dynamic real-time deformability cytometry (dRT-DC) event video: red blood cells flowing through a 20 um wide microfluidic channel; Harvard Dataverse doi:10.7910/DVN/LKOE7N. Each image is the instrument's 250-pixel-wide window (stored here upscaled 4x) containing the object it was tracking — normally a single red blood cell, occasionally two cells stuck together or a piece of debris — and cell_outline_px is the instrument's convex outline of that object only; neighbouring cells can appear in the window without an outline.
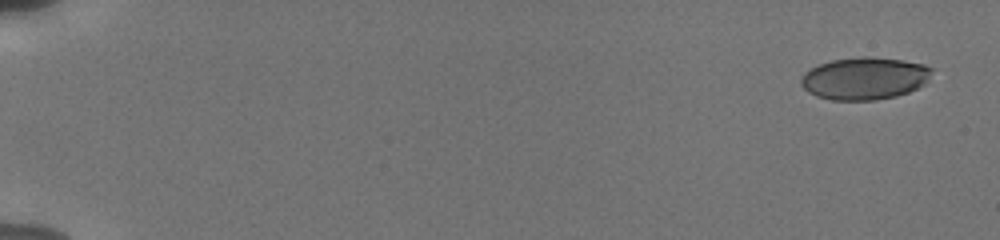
{"species": "human", "species_latin": "Homo sapiens", "temperature_condition": "cold", "stored_images_in_passage": 15, "camera_frame_rate_fps": 3000, "um_per_image_px": 0.085, "donor": {"sex": "male"}, "frame": {"image": 1, "passage_image": 1, "time_ms": 0.0, "image_size_px": [1000, 240], "cell_outline_px": [[932, 68], [928, 80], [924, 84], [908, 92], [896, 96], [876, 100], [832, 100], [816, 96], [808, 92], [800, 84], [800, 80], [804, 72], [820, 64], [832, 60], [864, 56], [868, 56], [904, 60], [924, 64]], "centroid_in_image_um": [73.48, 6.66], "position_along_channel_um": 11.5, "area_um2": 32.31}}
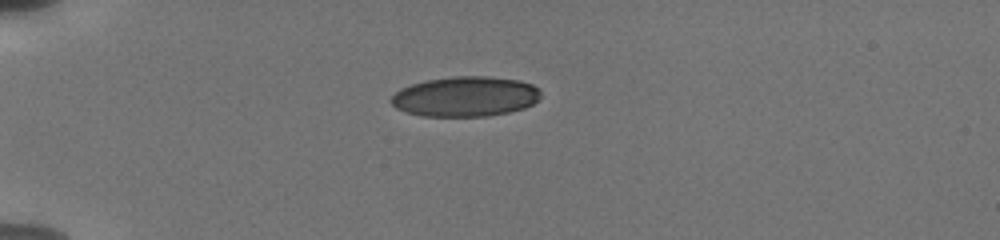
{"frame": {"image": 2, "passage_image": 12, "time_ms": 4.667, "image_size_px": [1000, 240], "cell_outline_px": [[540, 96], [532, 104], [524, 108], [508, 112], [488, 116], [424, 116], [408, 112], [396, 108], [388, 100], [400, 88], [412, 84], [428, 80], [452, 76], [488, 76], [520, 80], [532, 84], [540, 88]], "centroid_in_image_um": [39.56, 8.2], "position_along_channel_um": 45.4, "area_um2": 34.97}}